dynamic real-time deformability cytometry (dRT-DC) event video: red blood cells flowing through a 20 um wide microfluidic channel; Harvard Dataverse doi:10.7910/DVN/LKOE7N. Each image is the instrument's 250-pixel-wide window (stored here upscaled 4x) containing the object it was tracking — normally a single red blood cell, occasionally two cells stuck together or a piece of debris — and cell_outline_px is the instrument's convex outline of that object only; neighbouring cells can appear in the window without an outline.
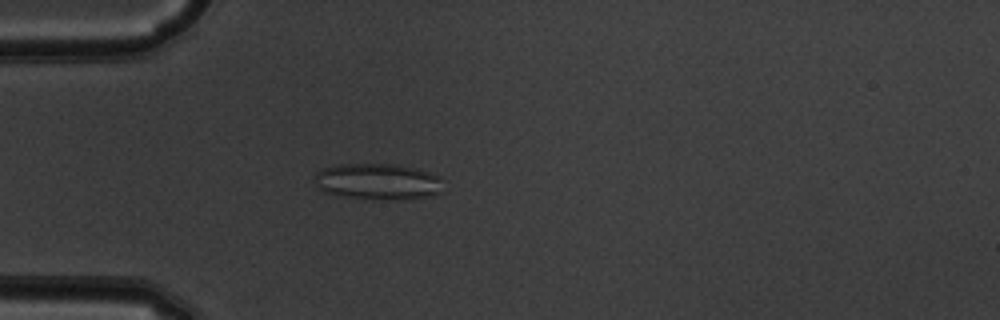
{"species": "common noctule bat (a hibernating species)", "species_latin": "Nyctalus noctula", "temperature_condition": "warm", "stored_images_in_passage": 44, "camera_frame_rate_fps": 3000, "um_per_image_px": 0.085, "animal": {"sex": "male", "body_mass_g": 19.5, "forearm_length_mm": 54.6}, "frame": {"image": 1, "passage_image": 8, "time_ms": 2.333, "image_size_px": [1000, 320], "cell_outline_px": [[440, 192], [428, 196], [396, 200], [372, 200], [324, 192], [312, 180], [312, 176], [316, 172], [324, 168], [340, 164], [392, 164], [416, 168], [440, 176]], "centroid_in_image_um": [32.07, 15.43], "position_along_channel_um": 52.9, "area_um2": 27.11}}
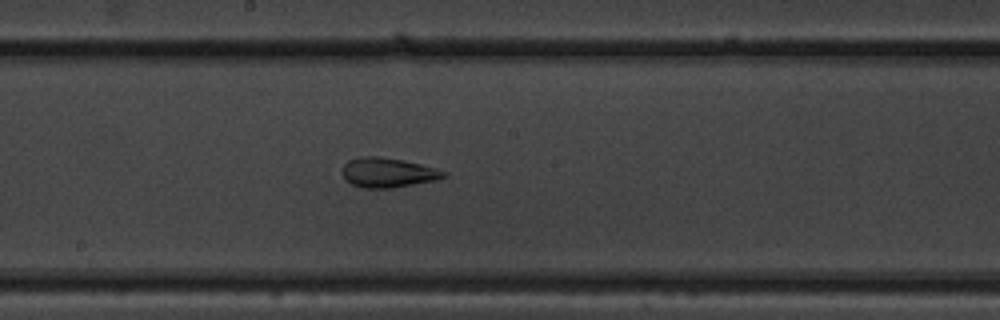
{"frame": {"image": 2, "passage_image": 21, "time_ms": 6.667, "image_size_px": [1000, 320], "cell_outline_px": [[448, 176], [436, 180], [392, 188], [364, 188], [352, 184], [344, 180], [344, 164], [348, 160], [360, 156], [376, 156], [404, 160], [436, 168], [448, 172]], "centroid_in_image_um": [33.0, 14.67], "position_along_channel_um": 215.2, "area_um2": 17.57}}
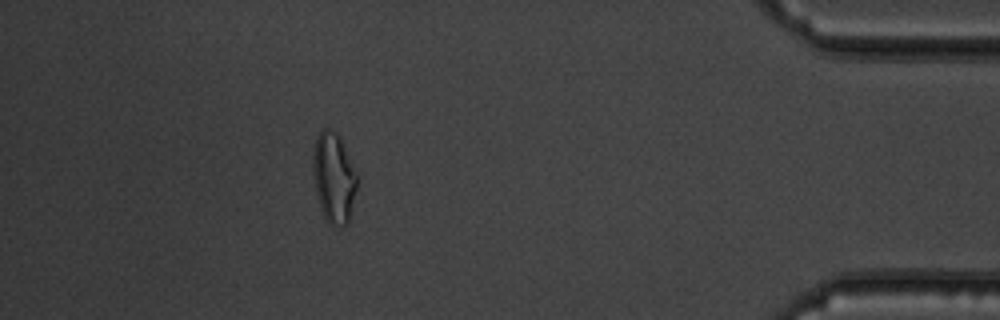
{"frame": {"image": 3, "passage_image": 39, "time_ms": 12.667, "image_size_px": [1000, 320], "cell_outline_px": [[360, 176], [348, 220], [344, 224], [328, 224], [320, 208], [316, 192], [312, 172], [312, 156], [316, 136], [324, 128], [328, 128], [336, 132], [340, 136], [360, 172]], "centroid_in_image_um": [28.4, 15.02], "position_along_channel_um": 406.8, "area_um2": 23.81}, "authors_computed_cell_mechanics": {"area_um2": 20.2011, "velocity_mm_per_s": 3.9714, "shape_relaxation_time_tau1_ms": null, "shape_relaxation_time_tau2_ms": 2.3209, "deformation_change_tau1": null, "deformation_change_tau2": 0.0987}}